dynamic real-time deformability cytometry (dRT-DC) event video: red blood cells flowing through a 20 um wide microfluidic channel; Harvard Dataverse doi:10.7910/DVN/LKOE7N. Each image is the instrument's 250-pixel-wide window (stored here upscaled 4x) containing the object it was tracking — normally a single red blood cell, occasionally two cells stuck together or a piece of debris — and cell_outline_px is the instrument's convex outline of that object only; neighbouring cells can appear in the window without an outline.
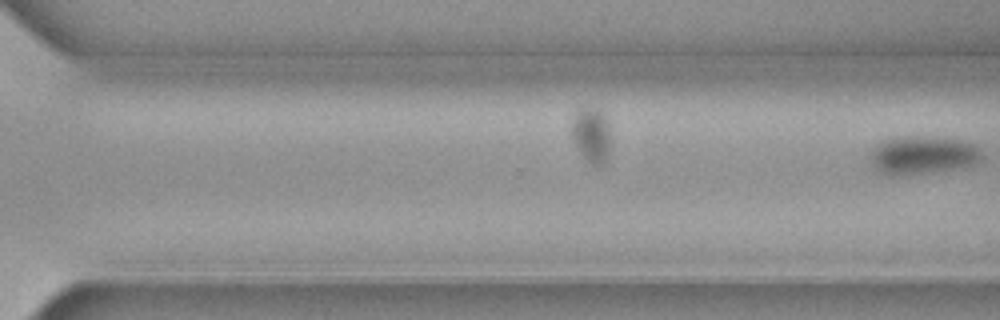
{"species": "common noctule bat (a hibernating species)", "species_latin": "Nyctalus noctula", "temperature_condition": "cold", "stored_images_in_passage": 10, "segment_of_instrument_passage": [2, 2], "camera_frame_rate_fps": 3000, "um_per_image_px": 0.085, "animal": {"sex": "female", "body_mass_g": 19.3, "forearm_length_mm": 54.1}, "frame": {"image": 1, "passage_image": 10, "time_ms": 3.0, "image_size_px": [1000, 320], "cell_outline_px": [[984, 160], [976, 164], [956, 168], [908, 176], [888, 176], [880, 172], [872, 164], [872, 148], [876, 144], [884, 140], [896, 136], [936, 136], [964, 140], [976, 144], [980, 148], [984, 156]], "centroid_in_image_um": [78.49, 13.17], "position_along_channel_um": 292.1, "area_um2": 25.66}}